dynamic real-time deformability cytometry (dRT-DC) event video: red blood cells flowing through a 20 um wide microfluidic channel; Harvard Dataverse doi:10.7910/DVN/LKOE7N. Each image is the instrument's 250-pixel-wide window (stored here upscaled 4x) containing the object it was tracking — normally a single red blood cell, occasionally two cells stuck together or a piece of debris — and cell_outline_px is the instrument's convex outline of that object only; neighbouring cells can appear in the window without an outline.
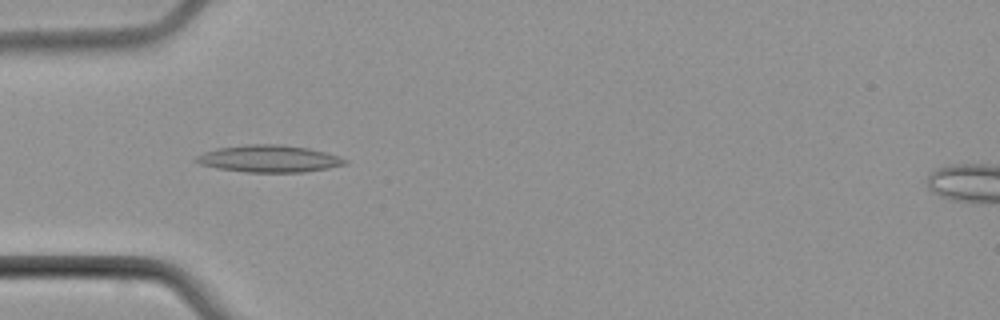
{"species": "common noctule bat (a hibernating species)", "species_latin": "Nyctalus noctula", "temperature_condition": "cold", "stored_images_in_passage": 5, "camera_frame_rate_fps": 3000, "um_per_image_px": 0.085, "animal": {"sex": "male", "body_mass_g": 21.5, "forearm_length_mm": 52.0}, "frame": {"image": 1, "passage_image": 4, "time_ms": 4.667, "image_size_px": [1000, 320], "cell_outline_px": [[348, 164], [328, 168], [304, 172], [244, 172], [216, 168], [200, 164], [192, 160], [196, 156], [204, 152], [216, 148], [248, 144], [280, 144], [308, 148], [340, 156], [348, 160]], "centroid_in_image_um": [22.86, 13.49], "position_along_channel_um": 62.1, "area_um2": 23.64}}
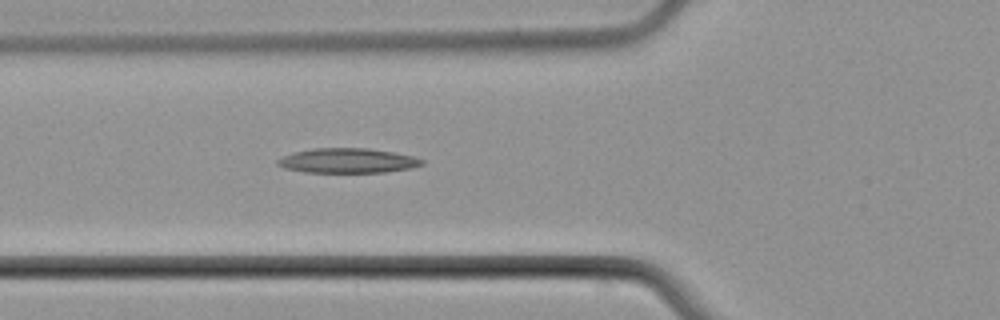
{"frame": {"image": 2, "passage_image": 5, "time_ms": 5.667, "image_size_px": [1000, 320], "cell_outline_px": [[424, 164], [412, 168], [384, 172], [304, 172], [284, 168], [276, 164], [276, 160], [292, 152], [312, 148], [368, 148], [392, 152], [412, 156], [424, 160]], "centroid_in_image_um": [29.52, 13.65], "position_along_channel_um": 96.3, "area_um2": 20.81}}